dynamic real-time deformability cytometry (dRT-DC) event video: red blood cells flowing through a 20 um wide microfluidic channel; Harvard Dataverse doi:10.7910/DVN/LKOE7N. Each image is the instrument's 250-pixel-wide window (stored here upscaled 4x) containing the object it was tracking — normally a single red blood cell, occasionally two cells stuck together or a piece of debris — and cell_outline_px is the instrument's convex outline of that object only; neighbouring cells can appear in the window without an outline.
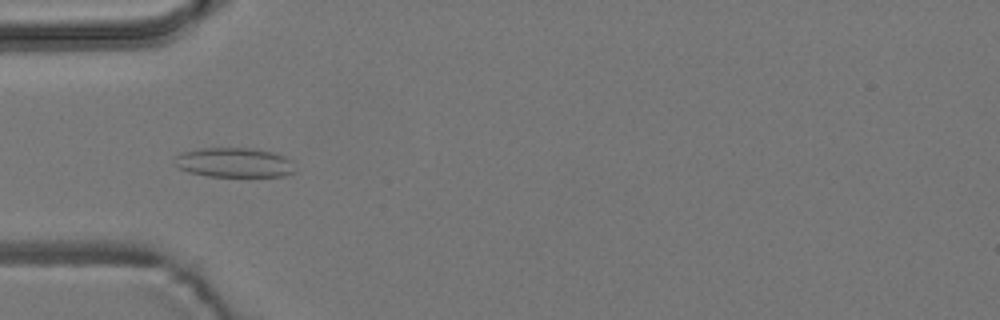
{"species": "common noctule bat (a hibernating species)", "species_latin": "Nyctalus noctula", "temperature_condition": "room temperature", "stored_images_in_passage": 3, "camera_frame_rate_fps": 3000, "um_per_image_px": 0.085, "animal": {"sex": "male", "body_mass_g": 19.2, "forearm_length_mm": 51.8}, "frame": {"image": 1, "passage_image": 1, "time_ms": 0.0, "image_size_px": [1000, 320], "cell_outline_px": [[296, 172], [284, 176], [208, 176], [188, 172], [180, 168], [172, 160], [180, 152], [200, 148], [256, 148], [272, 152], [284, 156], [292, 160]], "centroid_in_image_um": [19.92, 13.81], "position_along_channel_um": 65.1, "area_um2": 20.98}}